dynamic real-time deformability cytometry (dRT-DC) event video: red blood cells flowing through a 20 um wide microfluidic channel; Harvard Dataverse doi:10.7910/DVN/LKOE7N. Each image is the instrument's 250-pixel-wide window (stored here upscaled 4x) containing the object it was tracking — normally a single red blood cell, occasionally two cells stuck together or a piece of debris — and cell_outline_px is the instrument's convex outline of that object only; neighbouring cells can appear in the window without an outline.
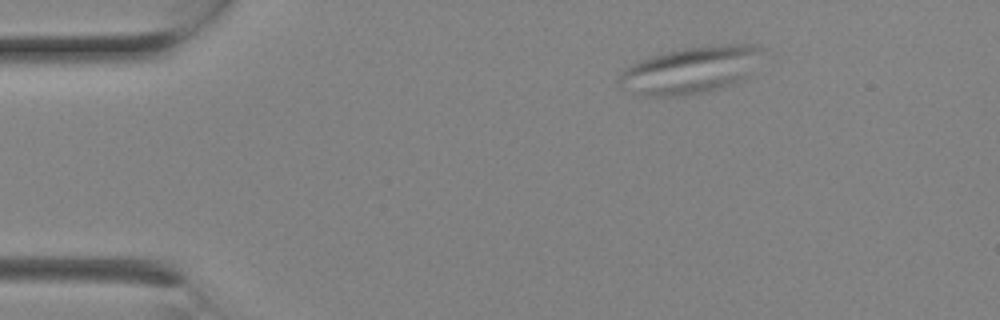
{"species": "Egyptian fruit bat (a non-hibernating species)", "species_latin": "Rousettus aegyptiacus", "temperature_condition": "room temperature", "stored_images_in_passage": 3, "camera_frame_rate_fps": 3000, "um_per_image_px": 0.085, "animal": {"sex": "female"}, "frame": {"image": 1, "passage_image": 2, "time_ms": 0.333, "image_size_px": [1000, 320], "cell_outline_px": [[768, 48], [744, 76], [720, 88], [708, 92], [680, 96], [644, 96], [620, 88], [620, 76], [624, 68], [640, 60], [652, 56], [684, 48], [720, 44], [760, 44]], "centroid_in_image_um": [58.7, 5.94], "position_along_channel_um": 26.3, "area_um2": 38.84}}